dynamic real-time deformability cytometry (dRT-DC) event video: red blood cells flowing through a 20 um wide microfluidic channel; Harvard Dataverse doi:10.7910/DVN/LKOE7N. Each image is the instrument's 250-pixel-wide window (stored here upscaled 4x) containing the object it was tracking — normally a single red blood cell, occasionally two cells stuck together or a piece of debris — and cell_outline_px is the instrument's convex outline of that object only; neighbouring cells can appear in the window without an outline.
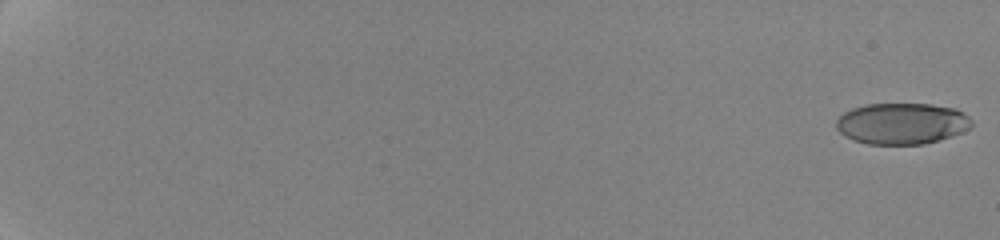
{"species": "human", "species_latin": "Homo sapiens", "temperature_condition": "cold", "stored_images_in_passage": 10, "camera_frame_rate_fps": 3000, "um_per_image_px": 0.085, "donor": {"sex": "female"}, "frame": {"image": 1, "passage_image": 1, "time_ms": 0.0, "image_size_px": [1000, 240], "cell_outline_px": [[972, 128], [952, 136], [924, 144], [868, 144], [852, 140], [844, 136], [836, 128], [836, 120], [844, 112], [852, 108], [868, 104], [932, 104], [956, 108], [968, 116], [972, 120]], "centroid_in_image_um": [76.67, 10.5], "position_along_channel_um": 8.3, "area_um2": 32.77}}
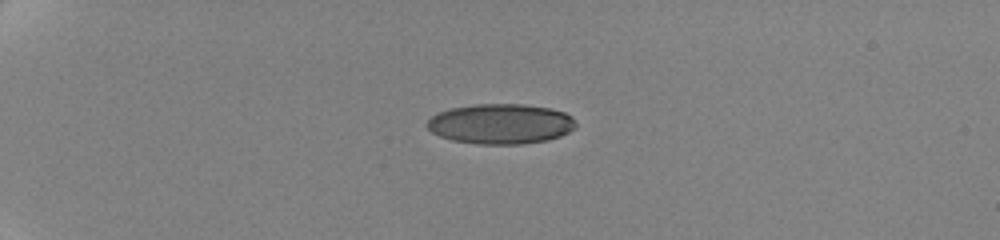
{"frame": {"image": 2, "passage_image": 7, "time_ms": 5.667, "image_size_px": [1000, 240], "cell_outline_px": [[576, 128], [560, 136], [548, 140], [520, 144], [476, 144], [452, 140], [440, 136], [432, 132], [424, 124], [432, 116], [440, 112], [452, 108], [476, 104], [524, 104], [548, 108], [564, 112], [572, 116], [576, 124]], "centroid_in_image_um": [42.56, 10.53], "position_along_channel_um": 42.4, "area_um2": 34.8}}
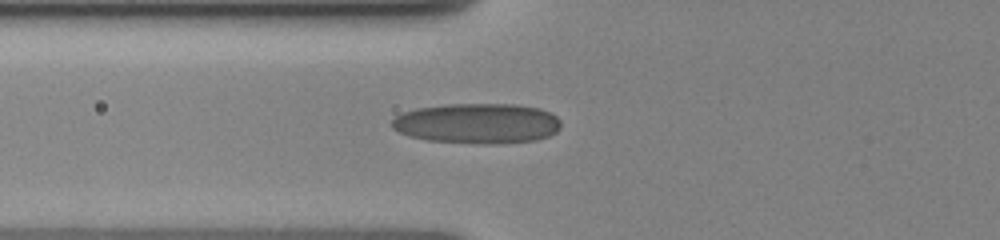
{"frame": {"image": 3, "passage_image": 10, "time_ms": 8.667, "image_size_px": [1000, 240], "cell_outline_px": [[560, 128], [556, 132], [548, 136], [536, 140], [496, 144], [472, 144], [428, 140], [408, 136], [392, 128], [388, 124], [400, 112], [416, 108], [448, 104], [516, 104], [540, 108], [556, 116], [560, 120]], "centroid_in_image_um": [40.54, 10.49], "position_along_channel_um": 85.3, "area_um2": 40.17}}